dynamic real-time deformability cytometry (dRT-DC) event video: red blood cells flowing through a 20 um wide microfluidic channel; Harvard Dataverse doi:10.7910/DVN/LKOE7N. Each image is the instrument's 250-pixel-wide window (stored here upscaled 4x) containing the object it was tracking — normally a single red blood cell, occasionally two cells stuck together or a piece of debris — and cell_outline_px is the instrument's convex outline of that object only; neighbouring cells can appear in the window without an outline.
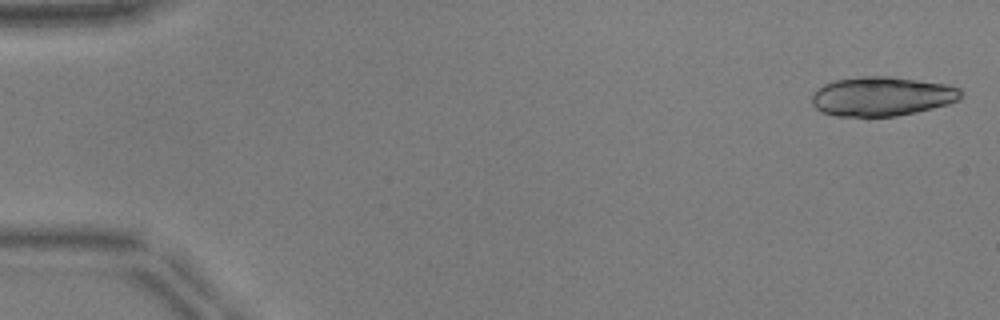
{"species": "common noctule bat (a hibernating species)", "species_latin": "Nyctalus noctula", "temperature_condition": "warm", "stored_images_in_passage": 50, "camera_frame_rate_fps": 3000, "um_per_image_px": 0.085, "animal": {"sex": "male", "body_mass_g": 17.9, "forearm_length_mm": 54.2}, "frame": {"image": 1, "passage_image": 1, "time_ms": 0.0, "image_size_px": [1000, 320], "cell_outline_px": [[960, 100], [948, 104], [916, 112], [896, 116], [836, 116], [820, 112], [812, 104], [812, 92], [824, 84], [836, 80], [864, 76], [892, 76], [948, 84], [960, 88]], "centroid_in_image_um": [74.95, 8.18], "position_along_channel_um": 10.0, "area_um2": 34.28}}
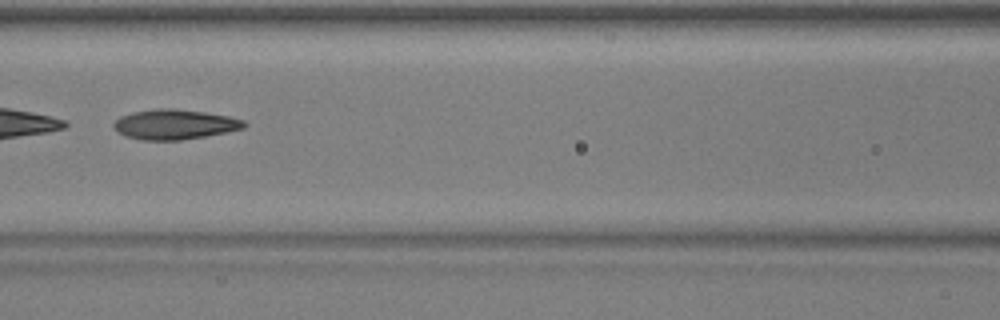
{"frame": {"image": 2, "passage_image": 23, "time_ms": 7.333, "image_size_px": [1000, 320], "cell_outline_px": [[248, 124], [244, 128], [228, 132], [180, 140], [144, 140], [124, 136], [116, 132], [112, 124], [120, 116], [132, 112], [156, 108], [172, 108], [204, 112], [228, 116], [244, 120]], "centroid_in_image_um": [14.82, 10.57], "position_along_channel_um": 151.8, "area_um2": 22.89}, "authors_computed_cell_mechanics": {"area_um2": 29.3046, "velocity_mm_per_s": 3.9495, "shape_relaxation_time_tau1_ms": 7.4879, "shape_relaxation_time_tau2_ms": 2.8089, "deformation_change_tau1": 0.2166, "deformation_change_tau2": 0.105}}